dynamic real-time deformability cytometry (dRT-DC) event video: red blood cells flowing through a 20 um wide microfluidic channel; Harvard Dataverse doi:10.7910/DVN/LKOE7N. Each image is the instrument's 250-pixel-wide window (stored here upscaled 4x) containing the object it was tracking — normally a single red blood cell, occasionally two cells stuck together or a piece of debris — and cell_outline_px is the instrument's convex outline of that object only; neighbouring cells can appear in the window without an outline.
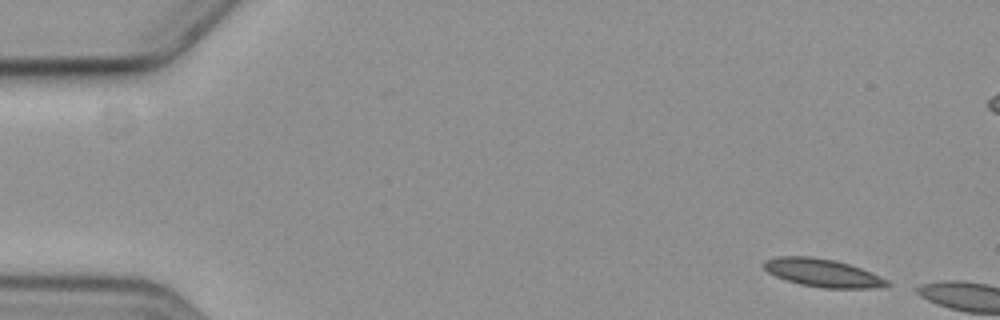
{"species": "common noctule bat (a hibernating species)", "species_latin": "Nyctalus noctula", "temperature_condition": "cold", "stored_images_in_passage": 2, "camera_frame_rate_fps": 3000, "um_per_image_px": 0.085, "animal": {"sex": "female", "body_mass_g": 19.3, "forearm_length_mm": 54.1}, "frame": {"image": 1, "passage_image": 1, "time_ms": 0.0, "image_size_px": [1000, 320], "cell_outline_px": [[892, 284], [872, 288], [824, 288], [800, 284], [784, 280], [768, 272], [764, 268], [764, 260], [776, 256], [812, 256], [836, 260], [860, 268], [880, 276], [888, 280]], "centroid_in_image_um": [69.89, 23.18], "position_along_channel_um": 15.1, "area_um2": 20.11}}